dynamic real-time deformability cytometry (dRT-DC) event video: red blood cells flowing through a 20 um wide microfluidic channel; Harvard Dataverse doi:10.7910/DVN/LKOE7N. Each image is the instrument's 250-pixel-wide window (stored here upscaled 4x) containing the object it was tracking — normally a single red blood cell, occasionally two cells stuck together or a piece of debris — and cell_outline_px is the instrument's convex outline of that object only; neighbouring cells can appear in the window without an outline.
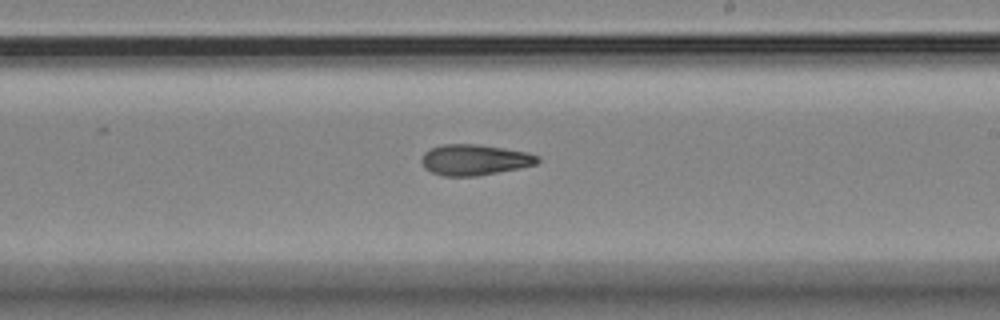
{"species": "Egyptian fruit bat (a non-hibernating species)", "species_latin": "Rousettus aegyptiacus", "temperature_condition": "room temperature", "stored_images_in_passage": 9, "camera_frame_rate_fps": 3000, "um_per_image_px": 0.085, "animal": {"sex": "female"}, "frame": {"image": 1, "passage_image": 9, "time_ms": 10.0, "image_size_px": [1000, 320], "cell_outline_px": [[540, 160], [536, 164], [520, 168], [476, 176], [444, 176], [432, 172], [424, 168], [420, 160], [424, 152], [432, 148], [444, 144], [476, 144], [504, 148], [528, 152], [540, 156]], "centroid_in_image_um": [40.34, 13.58], "position_along_channel_um": 248.7, "area_um2": 20.87}}